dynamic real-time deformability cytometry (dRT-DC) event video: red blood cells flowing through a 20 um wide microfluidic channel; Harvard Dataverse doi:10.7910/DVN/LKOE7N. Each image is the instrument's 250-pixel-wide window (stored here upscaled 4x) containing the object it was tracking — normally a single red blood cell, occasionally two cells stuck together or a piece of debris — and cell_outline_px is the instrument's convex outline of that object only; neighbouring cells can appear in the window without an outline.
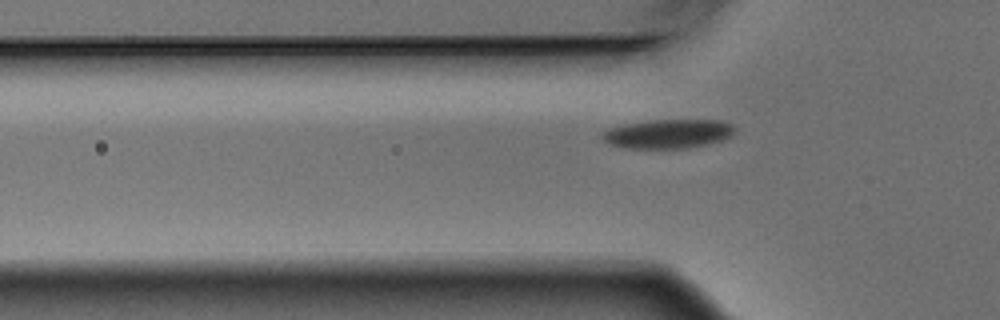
{"species": "Egyptian fruit bat (a non-hibernating species)", "species_latin": "Rousettus aegyptiacus", "temperature_condition": "warm", "stored_images_in_passage": 5, "camera_frame_rate_fps": 3000, "um_per_image_px": 0.085, "animal": {"sex": "male"}, "frame": {"image": 1, "passage_image": 5, "time_ms": 1.333, "image_size_px": [1000, 320], "cell_outline_px": [[736, 128], [732, 136], [720, 140], [688, 148], [624, 148], [608, 144], [604, 140], [604, 132], [612, 128], [624, 124], [648, 120], [720, 120], [732, 124]], "centroid_in_image_um": [56.82, 11.37], "position_along_channel_um": 69.0, "area_um2": 22.25}}